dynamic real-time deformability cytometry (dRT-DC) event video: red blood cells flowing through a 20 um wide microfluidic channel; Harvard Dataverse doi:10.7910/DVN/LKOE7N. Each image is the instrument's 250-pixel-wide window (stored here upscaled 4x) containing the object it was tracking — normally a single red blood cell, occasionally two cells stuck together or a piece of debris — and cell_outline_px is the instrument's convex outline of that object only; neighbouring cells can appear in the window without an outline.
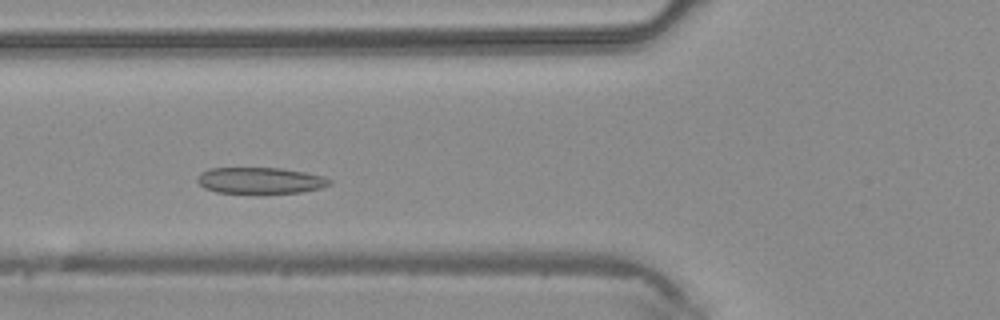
{"species": "common noctule bat (a hibernating species)", "species_latin": "Nyctalus noctula", "temperature_condition": "warm", "stored_images_in_passage": 3, "camera_frame_rate_fps": 3000, "um_per_image_px": 0.085, "animal": {"sex": "male", "body_mass_g": 20.4}, "frame": {"image": 1, "passage_image": 3, "time_ms": 0.667, "image_size_px": [1000, 320], "cell_outline_px": [[332, 184], [320, 188], [300, 192], [260, 196], [216, 192], [204, 188], [196, 180], [196, 176], [200, 172], [208, 168], [280, 168], [304, 172], [324, 176], [332, 180]], "centroid_in_image_um": [22.09, 15.39], "position_along_channel_um": 103.7, "area_um2": 21.27}}